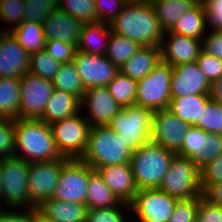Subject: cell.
<instances>
[{
	"label": "cell",
	"mask_w": 222,
	"mask_h": 222,
	"mask_svg": "<svg viewBox=\"0 0 222 222\" xmlns=\"http://www.w3.org/2000/svg\"><path fill=\"white\" fill-rule=\"evenodd\" d=\"M209 133L202 129L191 126L189 131L185 134V139L182 144L181 150L177 155L193 159L198 153L202 152L206 148V137Z\"/></svg>",
	"instance_id": "cell-39"
},
{
	"label": "cell",
	"mask_w": 222,
	"mask_h": 222,
	"mask_svg": "<svg viewBox=\"0 0 222 222\" xmlns=\"http://www.w3.org/2000/svg\"><path fill=\"white\" fill-rule=\"evenodd\" d=\"M201 184L222 182V155L216 157L201 170Z\"/></svg>",
	"instance_id": "cell-51"
},
{
	"label": "cell",
	"mask_w": 222,
	"mask_h": 222,
	"mask_svg": "<svg viewBox=\"0 0 222 222\" xmlns=\"http://www.w3.org/2000/svg\"><path fill=\"white\" fill-rule=\"evenodd\" d=\"M121 107L136 104L137 81L119 72L106 86Z\"/></svg>",
	"instance_id": "cell-34"
},
{
	"label": "cell",
	"mask_w": 222,
	"mask_h": 222,
	"mask_svg": "<svg viewBox=\"0 0 222 222\" xmlns=\"http://www.w3.org/2000/svg\"><path fill=\"white\" fill-rule=\"evenodd\" d=\"M52 83L55 89L71 93L82 100L85 88L73 61L61 64L60 69L54 75Z\"/></svg>",
	"instance_id": "cell-32"
},
{
	"label": "cell",
	"mask_w": 222,
	"mask_h": 222,
	"mask_svg": "<svg viewBox=\"0 0 222 222\" xmlns=\"http://www.w3.org/2000/svg\"><path fill=\"white\" fill-rule=\"evenodd\" d=\"M112 31L109 23H84L77 50L88 54L105 55Z\"/></svg>",
	"instance_id": "cell-25"
},
{
	"label": "cell",
	"mask_w": 222,
	"mask_h": 222,
	"mask_svg": "<svg viewBox=\"0 0 222 222\" xmlns=\"http://www.w3.org/2000/svg\"><path fill=\"white\" fill-rule=\"evenodd\" d=\"M196 222H222V207L211 203L201 195Z\"/></svg>",
	"instance_id": "cell-48"
},
{
	"label": "cell",
	"mask_w": 222,
	"mask_h": 222,
	"mask_svg": "<svg viewBox=\"0 0 222 222\" xmlns=\"http://www.w3.org/2000/svg\"><path fill=\"white\" fill-rule=\"evenodd\" d=\"M24 21L43 23L58 8V0H24Z\"/></svg>",
	"instance_id": "cell-41"
},
{
	"label": "cell",
	"mask_w": 222,
	"mask_h": 222,
	"mask_svg": "<svg viewBox=\"0 0 222 222\" xmlns=\"http://www.w3.org/2000/svg\"><path fill=\"white\" fill-rule=\"evenodd\" d=\"M132 155L133 151L109 126H94L80 160L96 171L107 165L130 163Z\"/></svg>",
	"instance_id": "cell-3"
},
{
	"label": "cell",
	"mask_w": 222,
	"mask_h": 222,
	"mask_svg": "<svg viewBox=\"0 0 222 222\" xmlns=\"http://www.w3.org/2000/svg\"><path fill=\"white\" fill-rule=\"evenodd\" d=\"M35 222H48V221H45L42 217H40L37 210L35 209Z\"/></svg>",
	"instance_id": "cell-55"
},
{
	"label": "cell",
	"mask_w": 222,
	"mask_h": 222,
	"mask_svg": "<svg viewBox=\"0 0 222 222\" xmlns=\"http://www.w3.org/2000/svg\"><path fill=\"white\" fill-rule=\"evenodd\" d=\"M205 36L201 40L202 51L222 60V31L212 30Z\"/></svg>",
	"instance_id": "cell-50"
},
{
	"label": "cell",
	"mask_w": 222,
	"mask_h": 222,
	"mask_svg": "<svg viewBox=\"0 0 222 222\" xmlns=\"http://www.w3.org/2000/svg\"><path fill=\"white\" fill-rule=\"evenodd\" d=\"M44 50L59 62L65 63L73 60L77 46L61 40H48Z\"/></svg>",
	"instance_id": "cell-45"
},
{
	"label": "cell",
	"mask_w": 222,
	"mask_h": 222,
	"mask_svg": "<svg viewBox=\"0 0 222 222\" xmlns=\"http://www.w3.org/2000/svg\"><path fill=\"white\" fill-rule=\"evenodd\" d=\"M30 54L10 32L0 35V78H21L29 72Z\"/></svg>",
	"instance_id": "cell-19"
},
{
	"label": "cell",
	"mask_w": 222,
	"mask_h": 222,
	"mask_svg": "<svg viewBox=\"0 0 222 222\" xmlns=\"http://www.w3.org/2000/svg\"><path fill=\"white\" fill-rule=\"evenodd\" d=\"M15 141L14 119L0 117V158L14 156Z\"/></svg>",
	"instance_id": "cell-43"
},
{
	"label": "cell",
	"mask_w": 222,
	"mask_h": 222,
	"mask_svg": "<svg viewBox=\"0 0 222 222\" xmlns=\"http://www.w3.org/2000/svg\"><path fill=\"white\" fill-rule=\"evenodd\" d=\"M129 211L131 212L130 204L124 202L116 207L88 209L86 222H129L127 214H124Z\"/></svg>",
	"instance_id": "cell-40"
},
{
	"label": "cell",
	"mask_w": 222,
	"mask_h": 222,
	"mask_svg": "<svg viewBox=\"0 0 222 222\" xmlns=\"http://www.w3.org/2000/svg\"><path fill=\"white\" fill-rule=\"evenodd\" d=\"M1 181H2V171H1V166H0V188H1Z\"/></svg>",
	"instance_id": "cell-56"
},
{
	"label": "cell",
	"mask_w": 222,
	"mask_h": 222,
	"mask_svg": "<svg viewBox=\"0 0 222 222\" xmlns=\"http://www.w3.org/2000/svg\"><path fill=\"white\" fill-rule=\"evenodd\" d=\"M61 64L45 50H41L30 55L29 72L41 78L52 80Z\"/></svg>",
	"instance_id": "cell-37"
},
{
	"label": "cell",
	"mask_w": 222,
	"mask_h": 222,
	"mask_svg": "<svg viewBox=\"0 0 222 222\" xmlns=\"http://www.w3.org/2000/svg\"><path fill=\"white\" fill-rule=\"evenodd\" d=\"M127 2L128 0H95L98 21L110 24Z\"/></svg>",
	"instance_id": "cell-46"
},
{
	"label": "cell",
	"mask_w": 222,
	"mask_h": 222,
	"mask_svg": "<svg viewBox=\"0 0 222 222\" xmlns=\"http://www.w3.org/2000/svg\"><path fill=\"white\" fill-rule=\"evenodd\" d=\"M122 202L109 189L103 178L95 171L89 179L87 186L86 205L88 209H101L116 207Z\"/></svg>",
	"instance_id": "cell-29"
},
{
	"label": "cell",
	"mask_w": 222,
	"mask_h": 222,
	"mask_svg": "<svg viewBox=\"0 0 222 222\" xmlns=\"http://www.w3.org/2000/svg\"><path fill=\"white\" fill-rule=\"evenodd\" d=\"M201 50V40L172 33L170 30L164 33L160 44L161 60L172 67L196 62Z\"/></svg>",
	"instance_id": "cell-18"
},
{
	"label": "cell",
	"mask_w": 222,
	"mask_h": 222,
	"mask_svg": "<svg viewBox=\"0 0 222 222\" xmlns=\"http://www.w3.org/2000/svg\"><path fill=\"white\" fill-rule=\"evenodd\" d=\"M67 157L48 162L30 163L28 173L29 210L36 209L44 201L53 198L62 167Z\"/></svg>",
	"instance_id": "cell-10"
},
{
	"label": "cell",
	"mask_w": 222,
	"mask_h": 222,
	"mask_svg": "<svg viewBox=\"0 0 222 222\" xmlns=\"http://www.w3.org/2000/svg\"><path fill=\"white\" fill-rule=\"evenodd\" d=\"M84 23L57 8L43 21L46 41L61 40L78 45Z\"/></svg>",
	"instance_id": "cell-21"
},
{
	"label": "cell",
	"mask_w": 222,
	"mask_h": 222,
	"mask_svg": "<svg viewBox=\"0 0 222 222\" xmlns=\"http://www.w3.org/2000/svg\"><path fill=\"white\" fill-rule=\"evenodd\" d=\"M15 153L28 163L63 158L54 141L51 126L41 120L14 119Z\"/></svg>",
	"instance_id": "cell-2"
},
{
	"label": "cell",
	"mask_w": 222,
	"mask_h": 222,
	"mask_svg": "<svg viewBox=\"0 0 222 222\" xmlns=\"http://www.w3.org/2000/svg\"><path fill=\"white\" fill-rule=\"evenodd\" d=\"M141 47L137 41L111 33L105 56L120 68Z\"/></svg>",
	"instance_id": "cell-33"
},
{
	"label": "cell",
	"mask_w": 222,
	"mask_h": 222,
	"mask_svg": "<svg viewBox=\"0 0 222 222\" xmlns=\"http://www.w3.org/2000/svg\"><path fill=\"white\" fill-rule=\"evenodd\" d=\"M10 33L30 55L45 49L46 38L43 23L24 21L18 27L12 29Z\"/></svg>",
	"instance_id": "cell-31"
},
{
	"label": "cell",
	"mask_w": 222,
	"mask_h": 222,
	"mask_svg": "<svg viewBox=\"0 0 222 222\" xmlns=\"http://www.w3.org/2000/svg\"><path fill=\"white\" fill-rule=\"evenodd\" d=\"M196 63L211 84L222 76V60L208 55L202 50L196 59Z\"/></svg>",
	"instance_id": "cell-47"
},
{
	"label": "cell",
	"mask_w": 222,
	"mask_h": 222,
	"mask_svg": "<svg viewBox=\"0 0 222 222\" xmlns=\"http://www.w3.org/2000/svg\"><path fill=\"white\" fill-rule=\"evenodd\" d=\"M80 111L81 100L77 96L54 88L45 105L43 116L39 120L51 125Z\"/></svg>",
	"instance_id": "cell-23"
},
{
	"label": "cell",
	"mask_w": 222,
	"mask_h": 222,
	"mask_svg": "<svg viewBox=\"0 0 222 222\" xmlns=\"http://www.w3.org/2000/svg\"><path fill=\"white\" fill-rule=\"evenodd\" d=\"M199 198L178 200L168 222H196Z\"/></svg>",
	"instance_id": "cell-44"
},
{
	"label": "cell",
	"mask_w": 222,
	"mask_h": 222,
	"mask_svg": "<svg viewBox=\"0 0 222 222\" xmlns=\"http://www.w3.org/2000/svg\"><path fill=\"white\" fill-rule=\"evenodd\" d=\"M96 171L121 202L130 204L134 200L139 189L130 163L107 165Z\"/></svg>",
	"instance_id": "cell-20"
},
{
	"label": "cell",
	"mask_w": 222,
	"mask_h": 222,
	"mask_svg": "<svg viewBox=\"0 0 222 222\" xmlns=\"http://www.w3.org/2000/svg\"><path fill=\"white\" fill-rule=\"evenodd\" d=\"M20 78H0V117L20 118Z\"/></svg>",
	"instance_id": "cell-30"
},
{
	"label": "cell",
	"mask_w": 222,
	"mask_h": 222,
	"mask_svg": "<svg viewBox=\"0 0 222 222\" xmlns=\"http://www.w3.org/2000/svg\"><path fill=\"white\" fill-rule=\"evenodd\" d=\"M204 151L198 153L192 162L201 170L216 157L222 155V134L209 133Z\"/></svg>",
	"instance_id": "cell-42"
},
{
	"label": "cell",
	"mask_w": 222,
	"mask_h": 222,
	"mask_svg": "<svg viewBox=\"0 0 222 222\" xmlns=\"http://www.w3.org/2000/svg\"><path fill=\"white\" fill-rule=\"evenodd\" d=\"M173 67L160 60L153 70L137 81L136 104L151 111L167 109L171 100Z\"/></svg>",
	"instance_id": "cell-8"
},
{
	"label": "cell",
	"mask_w": 222,
	"mask_h": 222,
	"mask_svg": "<svg viewBox=\"0 0 222 222\" xmlns=\"http://www.w3.org/2000/svg\"><path fill=\"white\" fill-rule=\"evenodd\" d=\"M210 98L222 104V76L211 84Z\"/></svg>",
	"instance_id": "cell-54"
},
{
	"label": "cell",
	"mask_w": 222,
	"mask_h": 222,
	"mask_svg": "<svg viewBox=\"0 0 222 222\" xmlns=\"http://www.w3.org/2000/svg\"><path fill=\"white\" fill-rule=\"evenodd\" d=\"M1 202L8 208L29 210L28 173L30 163L18 157L0 158ZM3 200V201H2Z\"/></svg>",
	"instance_id": "cell-6"
},
{
	"label": "cell",
	"mask_w": 222,
	"mask_h": 222,
	"mask_svg": "<svg viewBox=\"0 0 222 222\" xmlns=\"http://www.w3.org/2000/svg\"><path fill=\"white\" fill-rule=\"evenodd\" d=\"M209 99L210 95L201 94L171 98L167 109L187 124L194 126L200 120V114Z\"/></svg>",
	"instance_id": "cell-27"
},
{
	"label": "cell",
	"mask_w": 222,
	"mask_h": 222,
	"mask_svg": "<svg viewBox=\"0 0 222 222\" xmlns=\"http://www.w3.org/2000/svg\"><path fill=\"white\" fill-rule=\"evenodd\" d=\"M83 108L87 109L83 114L91 127L107 126L122 109L106 86L87 88L81 100V110Z\"/></svg>",
	"instance_id": "cell-16"
},
{
	"label": "cell",
	"mask_w": 222,
	"mask_h": 222,
	"mask_svg": "<svg viewBox=\"0 0 222 222\" xmlns=\"http://www.w3.org/2000/svg\"><path fill=\"white\" fill-rule=\"evenodd\" d=\"M211 83L198 68L196 62L173 67L171 74V98L190 95H210Z\"/></svg>",
	"instance_id": "cell-17"
},
{
	"label": "cell",
	"mask_w": 222,
	"mask_h": 222,
	"mask_svg": "<svg viewBox=\"0 0 222 222\" xmlns=\"http://www.w3.org/2000/svg\"><path fill=\"white\" fill-rule=\"evenodd\" d=\"M58 8L83 23L98 22L95 0H58Z\"/></svg>",
	"instance_id": "cell-35"
},
{
	"label": "cell",
	"mask_w": 222,
	"mask_h": 222,
	"mask_svg": "<svg viewBox=\"0 0 222 222\" xmlns=\"http://www.w3.org/2000/svg\"><path fill=\"white\" fill-rule=\"evenodd\" d=\"M160 60V46H142L119 68V71L138 81L148 75Z\"/></svg>",
	"instance_id": "cell-24"
},
{
	"label": "cell",
	"mask_w": 222,
	"mask_h": 222,
	"mask_svg": "<svg viewBox=\"0 0 222 222\" xmlns=\"http://www.w3.org/2000/svg\"><path fill=\"white\" fill-rule=\"evenodd\" d=\"M72 61L85 89L107 86L120 72L105 55L88 54L77 50Z\"/></svg>",
	"instance_id": "cell-15"
},
{
	"label": "cell",
	"mask_w": 222,
	"mask_h": 222,
	"mask_svg": "<svg viewBox=\"0 0 222 222\" xmlns=\"http://www.w3.org/2000/svg\"><path fill=\"white\" fill-rule=\"evenodd\" d=\"M205 6L206 22L213 31H222V0H202Z\"/></svg>",
	"instance_id": "cell-49"
},
{
	"label": "cell",
	"mask_w": 222,
	"mask_h": 222,
	"mask_svg": "<svg viewBox=\"0 0 222 222\" xmlns=\"http://www.w3.org/2000/svg\"><path fill=\"white\" fill-rule=\"evenodd\" d=\"M158 189L179 200L199 198L202 195L200 169L191 159L176 154Z\"/></svg>",
	"instance_id": "cell-7"
},
{
	"label": "cell",
	"mask_w": 222,
	"mask_h": 222,
	"mask_svg": "<svg viewBox=\"0 0 222 222\" xmlns=\"http://www.w3.org/2000/svg\"><path fill=\"white\" fill-rule=\"evenodd\" d=\"M143 1H146V2H150V3H151V2L154 1V0H143Z\"/></svg>",
	"instance_id": "cell-57"
},
{
	"label": "cell",
	"mask_w": 222,
	"mask_h": 222,
	"mask_svg": "<svg viewBox=\"0 0 222 222\" xmlns=\"http://www.w3.org/2000/svg\"><path fill=\"white\" fill-rule=\"evenodd\" d=\"M40 217L48 222H86V204L57 199L44 201L36 208Z\"/></svg>",
	"instance_id": "cell-22"
},
{
	"label": "cell",
	"mask_w": 222,
	"mask_h": 222,
	"mask_svg": "<svg viewBox=\"0 0 222 222\" xmlns=\"http://www.w3.org/2000/svg\"><path fill=\"white\" fill-rule=\"evenodd\" d=\"M170 31L202 40L208 31L203 1L197 2L190 10L184 13Z\"/></svg>",
	"instance_id": "cell-26"
},
{
	"label": "cell",
	"mask_w": 222,
	"mask_h": 222,
	"mask_svg": "<svg viewBox=\"0 0 222 222\" xmlns=\"http://www.w3.org/2000/svg\"><path fill=\"white\" fill-rule=\"evenodd\" d=\"M196 0H154L151 2L161 28L171 30L177 20L195 4Z\"/></svg>",
	"instance_id": "cell-28"
},
{
	"label": "cell",
	"mask_w": 222,
	"mask_h": 222,
	"mask_svg": "<svg viewBox=\"0 0 222 222\" xmlns=\"http://www.w3.org/2000/svg\"><path fill=\"white\" fill-rule=\"evenodd\" d=\"M201 188L204 198L222 207V182L216 184H201Z\"/></svg>",
	"instance_id": "cell-53"
},
{
	"label": "cell",
	"mask_w": 222,
	"mask_h": 222,
	"mask_svg": "<svg viewBox=\"0 0 222 222\" xmlns=\"http://www.w3.org/2000/svg\"><path fill=\"white\" fill-rule=\"evenodd\" d=\"M7 209H0V222H35V209Z\"/></svg>",
	"instance_id": "cell-52"
},
{
	"label": "cell",
	"mask_w": 222,
	"mask_h": 222,
	"mask_svg": "<svg viewBox=\"0 0 222 222\" xmlns=\"http://www.w3.org/2000/svg\"><path fill=\"white\" fill-rule=\"evenodd\" d=\"M24 11V0H0V21L9 24L4 32H10L24 22Z\"/></svg>",
	"instance_id": "cell-38"
},
{
	"label": "cell",
	"mask_w": 222,
	"mask_h": 222,
	"mask_svg": "<svg viewBox=\"0 0 222 222\" xmlns=\"http://www.w3.org/2000/svg\"><path fill=\"white\" fill-rule=\"evenodd\" d=\"M112 33L137 41L142 46H160L165 31L150 2L128 0L110 23Z\"/></svg>",
	"instance_id": "cell-1"
},
{
	"label": "cell",
	"mask_w": 222,
	"mask_h": 222,
	"mask_svg": "<svg viewBox=\"0 0 222 222\" xmlns=\"http://www.w3.org/2000/svg\"><path fill=\"white\" fill-rule=\"evenodd\" d=\"M179 199L158 188L140 189L130 203L136 222H168Z\"/></svg>",
	"instance_id": "cell-11"
},
{
	"label": "cell",
	"mask_w": 222,
	"mask_h": 222,
	"mask_svg": "<svg viewBox=\"0 0 222 222\" xmlns=\"http://www.w3.org/2000/svg\"><path fill=\"white\" fill-rule=\"evenodd\" d=\"M20 86V118L39 120L54 90L52 80L28 72L20 78Z\"/></svg>",
	"instance_id": "cell-13"
},
{
	"label": "cell",
	"mask_w": 222,
	"mask_h": 222,
	"mask_svg": "<svg viewBox=\"0 0 222 222\" xmlns=\"http://www.w3.org/2000/svg\"><path fill=\"white\" fill-rule=\"evenodd\" d=\"M194 126L208 133L222 134V104L210 98Z\"/></svg>",
	"instance_id": "cell-36"
},
{
	"label": "cell",
	"mask_w": 222,
	"mask_h": 222,
	"mask_svg": "<svg viewBox=\"0 0 222 222\" xmlns=\"http://www.w3.org/2000/svg\"><path fill=\"white\" fill-rule=\"evenodd\" d=\"M191 128L168 109L153 111L151 141L163 148L178 153L181 150L185 134Z\"/></svg>",
	"instance_id": "cell-14"
},
{
	"label": "cell",
	"mask_w": 222,
	"mask_h": 222,
	"mask_svg": "<svg viewBox=\"0 0 222 222\" xmlns=\"http://www.w3.org/2000/svg\"><path fill=\"white\" fill-rule=\"evenodd\" d=\"M94 172L80 159H70L62 167L53 199L86 204L87 186Z\"/></svg>",
	"instance_id": "cell-12"
},
{
	"label": "cell",
	"mask_w": 222,
	"mask_h": 222,
	"mask_svg": "<svg viewBox=\"0 0 222 222\" xmlns=\"http://www.w3.org/2000/svg\"><path fill=\"white\" fill-rule=\"evenodd\" d=\"M175 155L153 141L138 147L130 161L138 189L159 188Z\"/></svg>",
	"instance_id": "cell-4"
},
{
	"label": "cell",
	"mask_w": 222,
	"mask_h": 222,
	"mask_svg": "<svg viewBox=\"0 0 222 222\" xmlns=\"http://www.w3.org/2000/svg\"><path fill=\"white\" fill-rule=\"evenodd\" d=\"M82 112L50 125L56 146L63 157L80 159L85 153L91 125Z\"/></svg>",
	"instance_id": "cell-9"
},
{
	"label": "cell",
	"mask_w": 222,
	"mask_h": 222,
	"mask_svg": "<svg viewBox=\"0 0 222 222\" xmlns=\"http://www.w3.org/2000/svg\"><path fill=\"white\" fill-rule=\"evenodd\" d=\"M4 32V30L0 29V35Z\"/></svg>",
	"instance_id": "cell-58"
},
{
	"label": "cell",
	"mask_w": 222,
	"mask_h": 222,
	"mask_svg": "<svg viewBox=\"0 0 222 222\" xmlns=\"http://www.w3.org/2000/svg\"><path fill=\"white\" fill-rule=\"evenodd\" d=\"M152 115L153 111L150 109L133 104L122 107L107 126L135 152L138 147L151 141Z\"/></svg>",
	"instance_id": "cell-5"
}]
</instances>
